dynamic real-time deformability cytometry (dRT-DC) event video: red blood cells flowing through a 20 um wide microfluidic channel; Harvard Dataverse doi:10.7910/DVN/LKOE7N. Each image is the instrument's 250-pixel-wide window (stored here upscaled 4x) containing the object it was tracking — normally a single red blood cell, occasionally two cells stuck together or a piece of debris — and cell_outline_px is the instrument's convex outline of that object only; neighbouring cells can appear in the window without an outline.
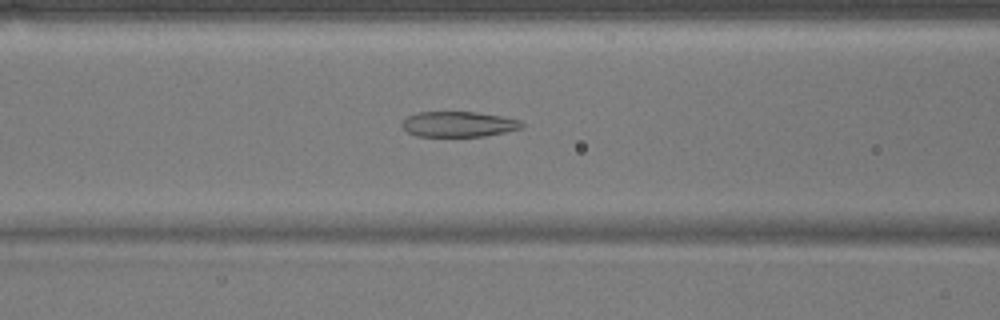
{"species": "common noctule bat (a hibernating species)", "species_latin": "Nyctalus noctula", "temperature_condition": "warm", "stored_images_in_passage": 29, "camera_frame_rate_fps": 3000, "um_per_image_px": 0.085, "animal": {"sex": "male", "body_mass_g": 17.9}, "frame": {"image": 1, "passage_image": 8, "time_ms": 2.333, "image_size_px": [1000, 320], "cell_outline_px": [[524, 128], [484, 136], [416, 136], [408, 132], [400, 124], [408, 116], [416, 112], [476, 112], [500, 116], [520, 120], [524, 124]], "centroid_in_image_um": [38.98, 10.55], "position_along_channel_um": 127.6, "area_um2": 17.69}}
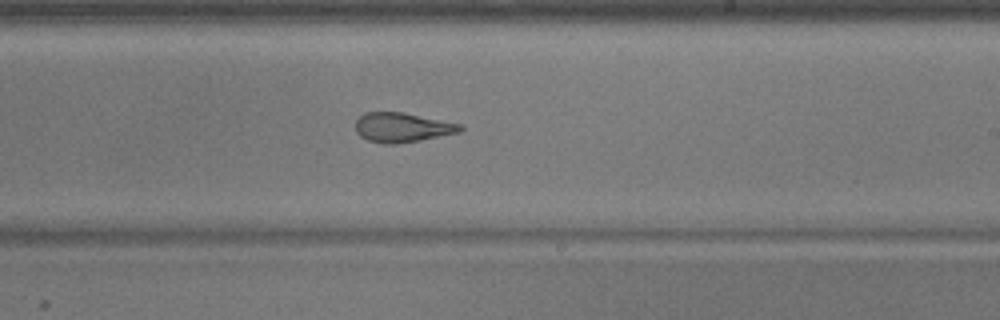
{"frame": {"image": 2, "passage_image": 18, "time_ms": 5.667, "image_size_px": [1000, 320], "cell_outline_px": [[464, 128], [460, 132], [420, 140], [396, 144], [384, 144], [368, 140], [360, 136], [356, 132], [356, 120], [364, 112], [404, 112], [460, 124]], "centroid_in_image_um": [34.17, 10.83], "position_along_channel_um": 254.8, "area_um2": 17.98}}
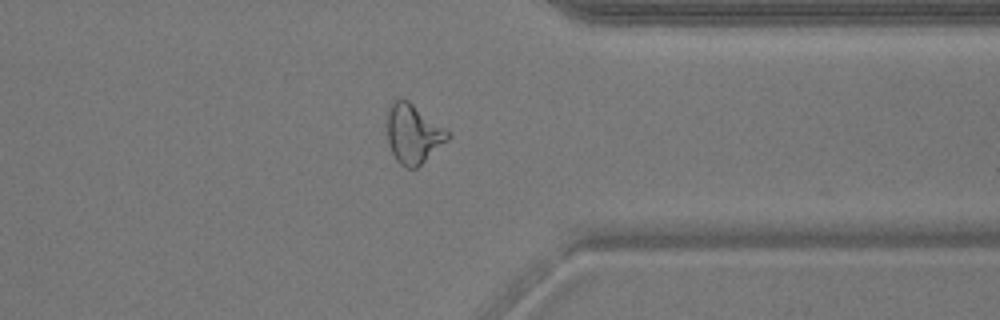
{"frame": {"image": 3, "passage_image": 28, "time_ms": 9.0, "image_size_px": [1000, 320], "cell_outline_px": [[448, 140], [416, 168], [408, 168], [400, 164], [396, 160], [388, 144], [388, 108], [392, 100], [408, 100], [448, 132]], "centroid_in_image_um": [35.08, 11.39], "position_along_channel_um": 376.3, "area_um2": 20.29}}